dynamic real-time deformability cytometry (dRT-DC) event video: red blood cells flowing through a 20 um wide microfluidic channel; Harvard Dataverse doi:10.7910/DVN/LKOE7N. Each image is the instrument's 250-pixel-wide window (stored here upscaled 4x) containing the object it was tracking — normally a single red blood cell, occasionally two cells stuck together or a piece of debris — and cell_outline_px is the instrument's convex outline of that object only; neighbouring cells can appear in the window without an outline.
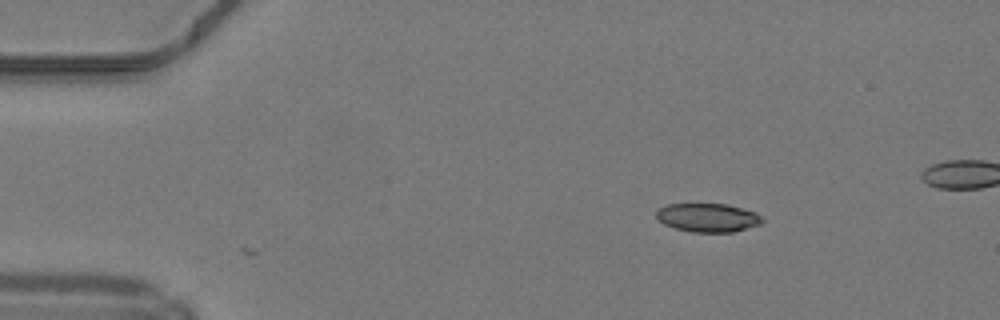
{"species": "common noctule bat (a hibernating species)", "species_latin": "Nyctalus noctula", "temperature_condition": "warm", "stored_images_in_passage": 7, "camera_frame_rate_fps": 3000, "um_per_image_px": 0.085, "animal": {"sex": "male", "body_mass_g": 19.2, "forearm_length_mm": 51.8}, "frame": {"image": 1, "passage_image": 7, "time_ms": 2.0, "image_size_px": [1000, 320], "cell_outline_px": [[764, 220], [760, 224], [732, 232], [692, 232], [676, 228], [664, 224], [656, 216], [656, 208], [668, 204], [728, 204], [756, 212]], "centroid_in_image_um": [60.15, 18.49], "position_along_channel_um": 24.8, "area_um2": 17.63}}